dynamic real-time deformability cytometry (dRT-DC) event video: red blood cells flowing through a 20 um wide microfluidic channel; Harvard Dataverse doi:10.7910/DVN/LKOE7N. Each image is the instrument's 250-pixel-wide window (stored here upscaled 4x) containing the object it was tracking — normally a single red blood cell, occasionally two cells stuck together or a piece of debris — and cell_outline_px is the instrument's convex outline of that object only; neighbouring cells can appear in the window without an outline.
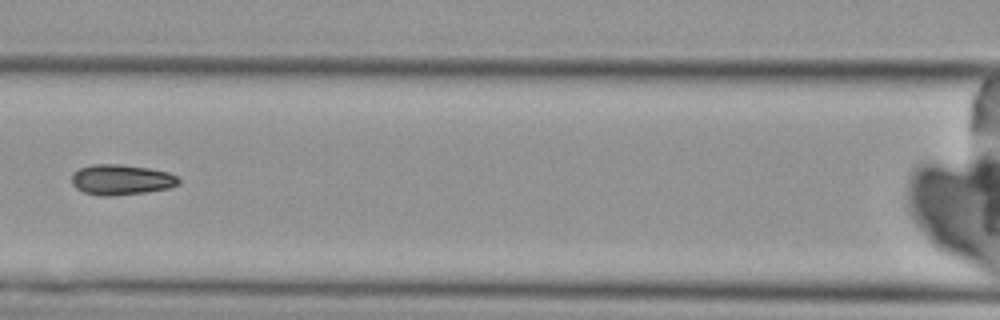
{"species": "Egyptian fruit bat (a non-hibernating species)", "species_latin": "Rousettus aegyptiacus", "temperature_condition": "cold", "stored_images_in_passage": 5, "camera_frame_rate_fps": 3000, "um_per_image_px": 0.085, "animal": {"sex": "female"}, "frame": {"image": 1, "passage_image": 5, "time_ms": 4.667, "image_size_px": [1000, 320], "cell_outline_px": [[180, 184], [168, 188], [144, 192], [112, 196], [100, 196], [84, 192], [76, 188], [72, 184], [72, 172], [80, 168], [92, 164], [120, 164], [148, 168], [168, 172], [180, 176]], "centroid_in_image_um": [10.31, 15.27], "position_along_channel_um": 156.3, "area_um2": 19.07}}